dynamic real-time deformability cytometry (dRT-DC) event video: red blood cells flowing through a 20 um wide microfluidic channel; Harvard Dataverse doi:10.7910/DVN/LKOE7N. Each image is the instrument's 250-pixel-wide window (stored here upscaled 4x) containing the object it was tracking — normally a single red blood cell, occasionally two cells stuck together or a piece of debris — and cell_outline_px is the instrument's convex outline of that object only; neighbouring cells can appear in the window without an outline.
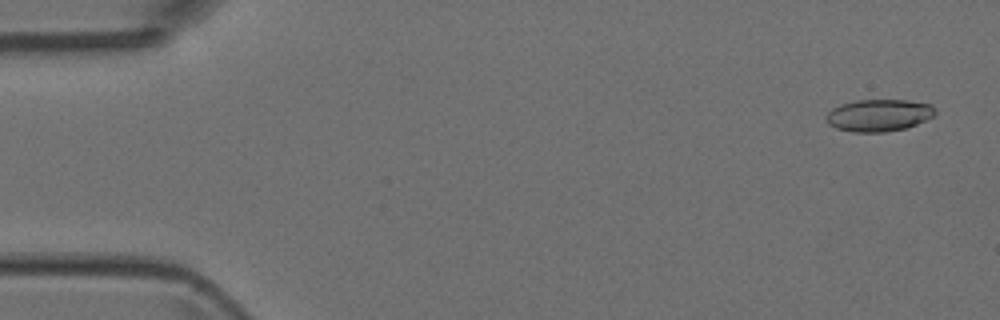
{"species": "Egyptian fruit bat (a non-hibernating species)", "species_latin": "Rousettus aegyptiacus", "temperature_condition": "room temperature", "stored_images_in_passage": 5, "camera_frame_rate_fps": 3000, "um_per_image_px": 0.085, "animal": {"sex": "female"}, "frame": {"image": 1, "passage_image": 1, "time_ms": 0.0, "image_size_px": [1000, 320], "cell_outline_px": [[936, 112], [932, 116], [916, 124], [904, 128], [884, 132], [852, 132], [836, 128], [828, 124], [824, 120], [824, 116], [832, 108], [840, 104], [856, 100], [908, 100], [932, 104]], "centroid_in_image_um": [74.64, 9.79], "position_along_channel_um": 10.4, "area_um2": 20.46}}